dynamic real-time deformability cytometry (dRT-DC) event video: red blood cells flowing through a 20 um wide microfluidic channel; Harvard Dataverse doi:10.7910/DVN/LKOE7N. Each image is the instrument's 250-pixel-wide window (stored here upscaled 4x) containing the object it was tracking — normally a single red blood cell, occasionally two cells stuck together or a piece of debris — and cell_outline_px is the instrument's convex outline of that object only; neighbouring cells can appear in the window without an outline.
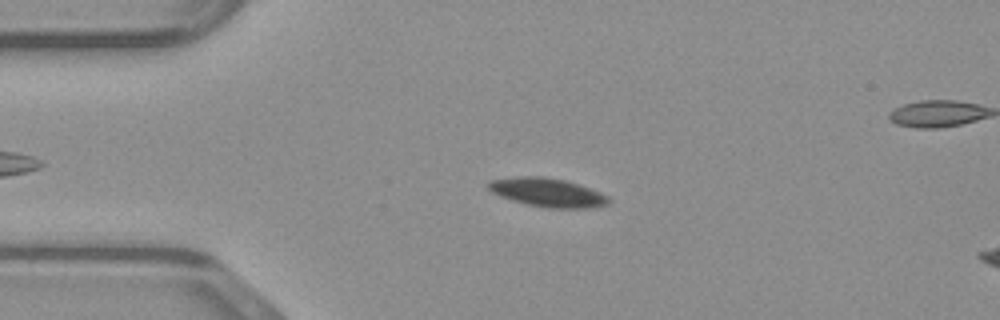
{"species": "common noctule bat (a hibernating species)", "species_latin": "Nyctalus noctula", "temperature_condition": "warm", "stored_images_in_passage": 41, "camera_frame_rate_fps": 3000, "um_per_image_px": 0.085, "animal": {"sex": "male", "body_mass_g": 23.1, "forearm_length_mm": 52.7}, "frame": {"image": 1, "passage_image": 9, "time_ms": 2.667, "image_size_px": [1000, 320], "cell_outline_px": [[612, 200], [608, 204], [588, 208], [548, 208], [528, 204], [512, 200], [500, 196], [492, 192], [488, 188], [488, 180], [520, 176], [540, 176], [564, 180], [600, 192], [608, 196]], "centroid_in_image_um": [46.53, 16.36], "position_along_channel_um": 38.5, "area_um2": 19.94}}
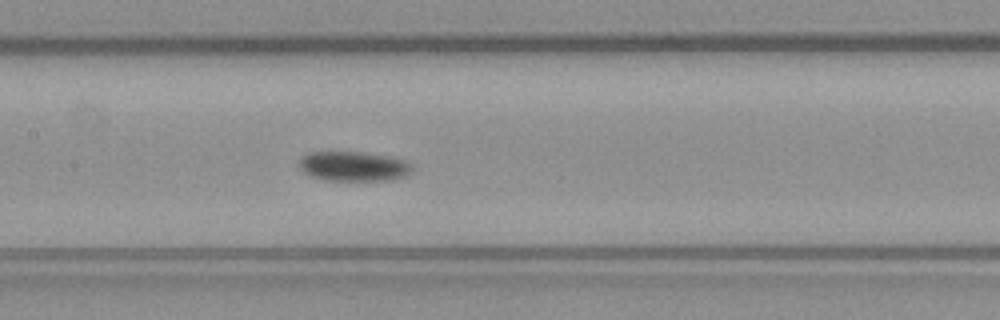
{"frame": {"image": 2, "passage_image": 21, "time_ms": 6.667, "image_size_px": [1000, 320], "cell_outline_px": [[412, 168], [404, 176], [392, 180], [324, 180], [308, 176], [300, 168], [300, 160], [308, 152], [364, 152], [388, 156], [404, 160], [412, 164]], "centroid_in_image_um": [30.03, 14.13], "position_along_channel_um": 177.4, "area_um2": 19.48}}
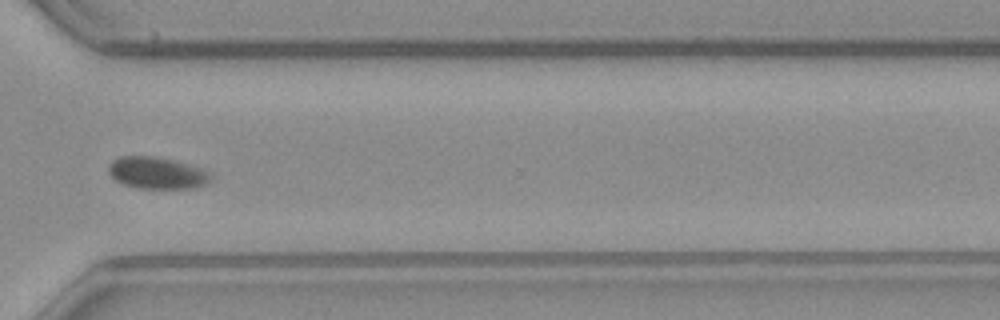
{"frame": {"image": 3, "passage_image": 34, "time_ms": 11.0, "image_size_px": [1000, 320], "cell_outline_px": [[212, 180], [204, 184], [192, 188], [136, 188], [124, 184], [116, 180], [108, 172], [108, 164], [112, 160], [120, 156], [160, 156], [204, 168], [212, 176]], "centroid_in_image_um": [13.35, 14.68], "position_along_channel_um": 357.3, "area_um2": 19.19}}